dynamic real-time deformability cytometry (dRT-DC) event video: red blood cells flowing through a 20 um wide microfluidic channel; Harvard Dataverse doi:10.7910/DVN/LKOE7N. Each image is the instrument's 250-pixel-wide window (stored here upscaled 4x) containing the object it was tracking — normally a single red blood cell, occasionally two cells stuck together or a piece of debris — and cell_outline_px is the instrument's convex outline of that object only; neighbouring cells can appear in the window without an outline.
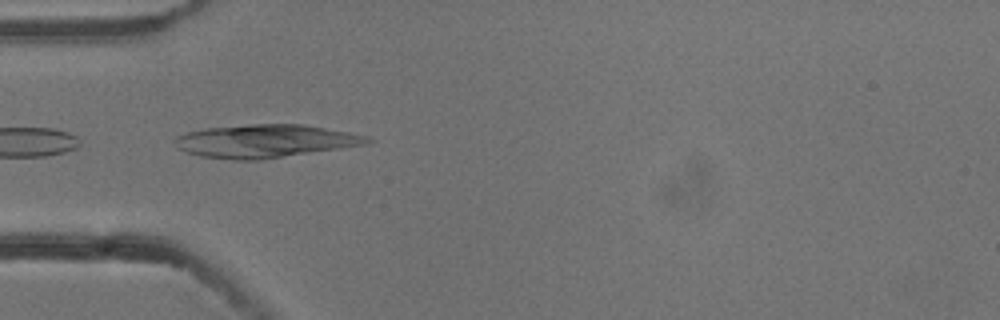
{"species": "common noctule bat (a hibernating species)", "species_latin": "Nyctalus noctula", "temperature_condition": "cold", "stored_images_in_passage": 7, "camera_frame_rate_fps": 3000, "um_per_image_px": 0.085, "animal": {"sex": "male", "body_mass_g": 13.3}, "frame": {"image": 1, "passage_image": 5, "time_ms": 1.333, "image_size_px": [1000, 320], "cell_outline_px": [[372, 140], [368, 144], [260, 160], [236, 160], [200, 156], [176, 148], [172, 140], [176, 136], [188, 132], [204, 128], [252, 124], [304, 124], [348, 132], [368, 136]], "centroid_in_image_um": [22.51, 11.99], "position_along_channel_um": 62.5, "area_um2": 37.11}}
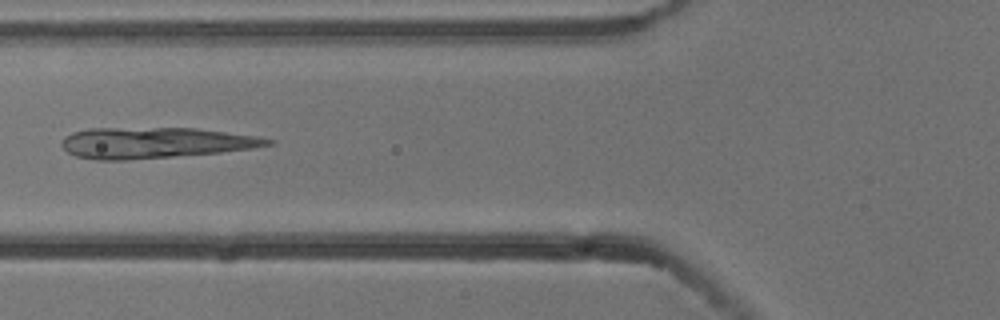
{"frame": {"image": 2, "passage_image": 6, "time_ms": 1.667, "image_size_px": [1000, 320], "cell_outline_px": [[276, 144], [252, 148], [220, 152], [128, 160], [96, 160], [76, 156], [68, 152], [60, 144], [64, 136], [72, 132], [88, 128], [196, 128], [256, 136], [276, 140]], "centroid_in_image_um": [13.16, 12.13], "position_along_channel_um": 112.6, "area_um2": 37.11}}
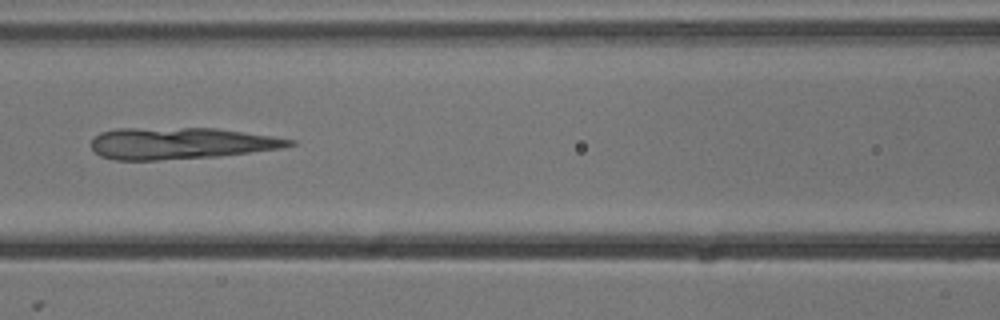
{"frame": {"image": 3, "passage_image": 7, "time_ms": 2.0, "image_size_px": [1000, 320], "cell_outline_px": [[296, 144], [280, 148], [220, 156], [156, 160], [116, 160], [100, 156], [92, 148], [92, 140], [100, 132], [116, 128], [216, 128], [296, 140]], "centroid_in_image_um": [15.32, 12.18], "position_along_channel_um": 151.3, "area_um2": 36.3}}